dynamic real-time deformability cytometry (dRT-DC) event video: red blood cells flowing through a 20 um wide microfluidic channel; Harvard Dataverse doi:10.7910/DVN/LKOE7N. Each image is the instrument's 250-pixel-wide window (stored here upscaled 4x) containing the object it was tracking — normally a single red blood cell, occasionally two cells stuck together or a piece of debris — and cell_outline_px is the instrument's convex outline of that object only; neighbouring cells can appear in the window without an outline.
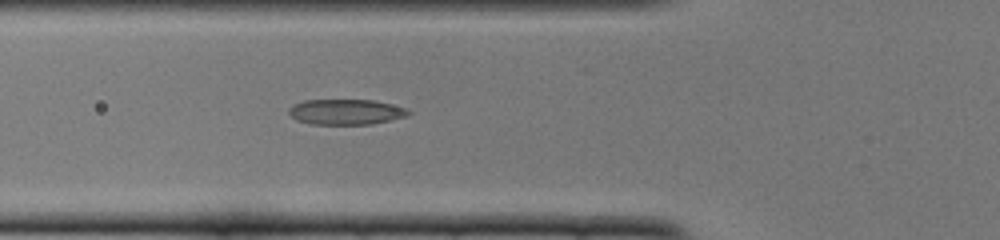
{"species": "common noctule bat (a hibernating species)", "species_latin": "Nyctalus noctula", "temperature_condition": "cold", "stored_images_in_passage": 49, "camera_frame_rate_fps": 3000, "um_per_image_px": 0.085, "animal": {"sex": "female", "body_mass_g": 22.0, "forearm_length_mm": 56.7}, "frame": {"image": 1, "passage_image": 19, "time_ms": 6.0, "image_size_px": [1000, 240], "cell_outline_px": [[412, 112], [408, 116], [372, 124], [312, 124], [296, 120], [288, 112], [288, 108], [292, 104], [304, 100], [372, 100], [404, 108]], "centroid_in_image_um": [29.36, 9.51], "position_along_channel_um": 96.4, "area_um2": 17.63}}
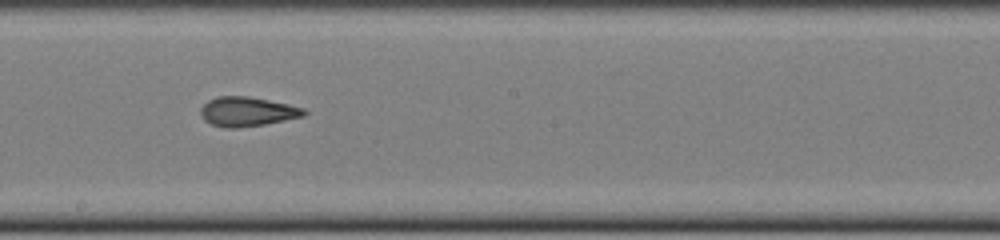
{"frame": {"image": 2, "passage_image": 29, "time_ms": 9.333, "image_size_px": [1000, 240], "cell_outline_px": [[308, 112], [304, 116], [264, 124], [236, 128], [224, 128], [212, 124], [204, 120], [200, 116], [200, 108], [208, 100], [216, 96], [248, 96], [288, 104], [304, 108]], "centroid_in_image_um": [20.98, 9.48], "position_along_channel_um": 227.2, "area_um2": 17.74}}
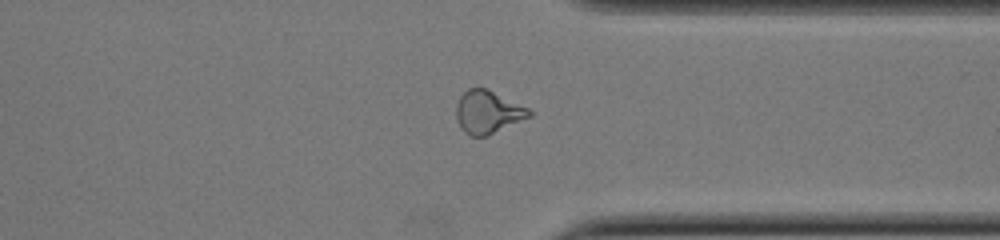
{"frame": {"image": 3, "passage_image": 40, "time_ms": 13.0, "image_size_px": [1000, 240], "cell_outline_px": [[532, 116], [488, 136], [468, 136], [460, 128], [456, 120], [456, 104], [460, 96], [468, 88], [484, 88], [528, 108], [532, 112]], "centroid_in_image_um": [41.43, 9.56], "position_along_channel_um": 370.0, "area_um2": 18.21}, "authors_computed_cell_mechanics": {"area_um2": 17.7446, "velocity_mm_per_s": 3.9274, "shape_relaxation_time_tau1_ms": 7.8318, "shape_relaxation_time_tau2_ms": 2.5085, "deformation_change_tau1": 0.2139, "deformation_change_tau2": 0.1135}}